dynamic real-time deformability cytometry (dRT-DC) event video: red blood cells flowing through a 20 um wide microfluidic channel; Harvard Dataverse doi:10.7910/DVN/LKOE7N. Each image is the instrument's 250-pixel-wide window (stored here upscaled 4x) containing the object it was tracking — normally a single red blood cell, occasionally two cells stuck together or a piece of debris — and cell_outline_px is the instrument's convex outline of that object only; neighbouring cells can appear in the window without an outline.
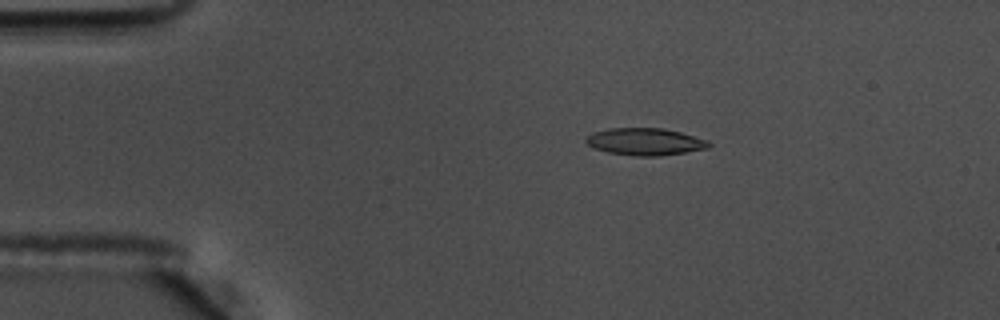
{"species": "common noctule bat (a hibernating species)", "species_latin": "Nyctalus noctula", "temperature_condition": "warm", "stored_images_in_passage": 57, "camera_frame_rate_fps": 3000, "um_per_image_px": 0.085, "animal": {"sex": "male", "body_mass_g": 17.5, "forearm_length_mm": 52.3}, "frame": {"image": 1, "passage_image": 11, "time_ms": 3.333, "image_size_px": [1000, 320], "cell_outline_px": [[712, 144], [708, 148], [660, 156], [636, 156], [608, 152], [592, 148], [584, 140], [592, 132], [608, 128], [664, 128], [680, 132], [708, 140]], "centroid_in_image_um": [54.82, 12.04], "position_along_channel_um": 30.2, "area_um2": 19.48}}
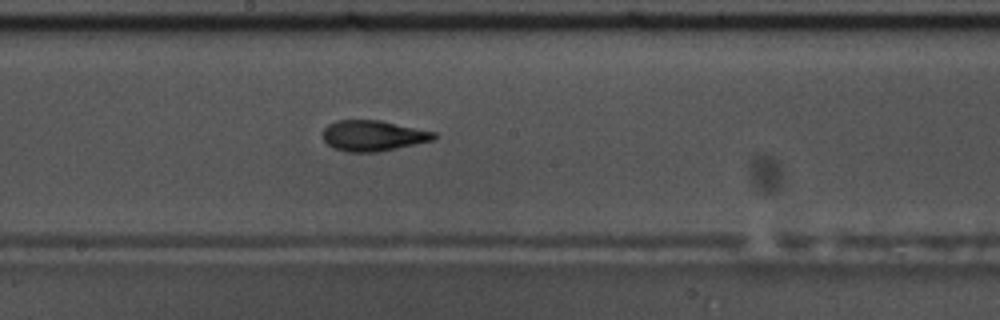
{"frame": {"image": 2, "passage_image": 31, "time_ms": 10.0, "image_size_px": [1000, 320], "cell_outline_px": [[436, 140], [376, 152], [348, 152], [336, 148], [328, 144], [324, 140], [324, 128], [328, 124], [336, 120], [380, 120], [436, 132]], "centroid_in_image_um": [31.74, 11.52], "position_along_channel_um": 216.5, "area_um2": 19.77}}
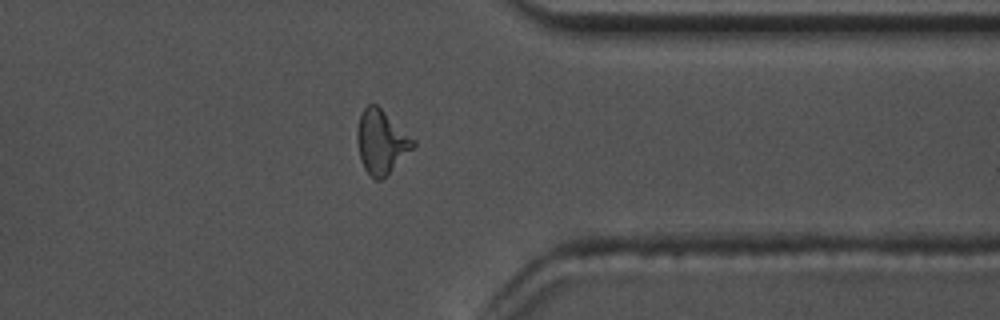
{"frame": {"image": 3, "passage_image": 45, "time_ms": 14.667, "image_size_px": [1000, 320], "cell_outline_px": [[416, 144], [380, 180], [376, 180], [364, 168], [360, 160], [356, 140], [356, 132], [360, 112], [368, 104], [376, 104], [416, 140]], "centroid_in_image_um": [32.37, 12.01], "position_along_channel_um": 379.0, "area_um2": 20.46}, "authors_computed_cell_mechanics": {"area_um2": 19.4786, "velocity_mm_per_s": 3.622, "shape_relaxation_time_tau1_ms": 4.847, "shape_relaxation_time_tau2_ms": 1.4653, "deformation_change_tau1": 0.1866, "deformation_change_tau2": 0.0903}}